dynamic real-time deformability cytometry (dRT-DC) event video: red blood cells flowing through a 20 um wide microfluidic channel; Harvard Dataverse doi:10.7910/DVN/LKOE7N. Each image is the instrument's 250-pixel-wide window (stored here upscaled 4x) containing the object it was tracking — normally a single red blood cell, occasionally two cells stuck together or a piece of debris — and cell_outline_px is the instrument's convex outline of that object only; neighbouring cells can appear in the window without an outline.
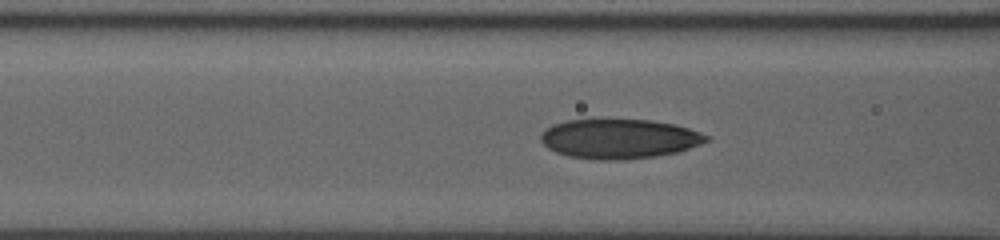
{"species": "human", "species_latin": "Homo sapiens", "temperature_condition": "room temperature", "stored_images_in_passage": 40, "camera_frame_rate_fps": 3000, "um_per_image_px": 0.085, "donor": {"sex": "male"}, "frame": {"image": 1, "passage_image": 22, "time_ms": 8.333, "image_size_px": [1000, 240], "cell_outline_px": [[712, 140], [676, 152], [656, 156], [624, 160], [596, 160], [568, 156], [556, 152], [548, 148], [540, 140], [540, 136], [544, 128], [552, 124], [568, 120], [652, 120], [676, 124], [712, 136]], "centroid_in_image_um": [52.64, 11.8], "position_along_channel_um": 114.0, "area_um2": 38.44}}
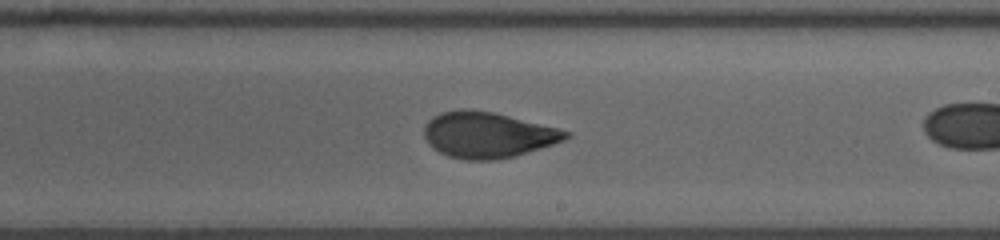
{"frame": {"image": 2, "passage_image": 31, "time_ms": 12.0, "image_size_px": [1000, 240], "cell_outline_px": [[572, 136], [564, 140], [516, 156], [496, 160], [464, 160], [448, 156], [432, 148], [428, 144], [424, 136], [424, 124], [432, 116], [440, 112], [460, 108], [472, 108], [492, 112], [572, 132]], "centroid_in_image_um": [41.4, 11.46], "position_along_channel_um": 247.6, "area_um2": 38.03}}
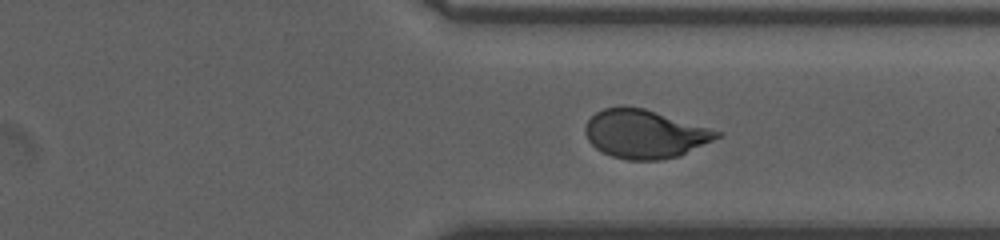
{"frame": {"image": 3, "passage_image": 38, "time_ms": 15.0, "image_size_px": [1000, 240], "cell_outline_px": [[724, 136], [680, 156], [660, 160], [628, 160], [612, 156], [596, 148], [588, 140], [584, 132], [584, 128], [588, 120], [596, 112], [604, 108], [620, 104], [644, 108], [724, 132]], "centroid_in_image_um": [54.84, 11.37], "position_along_channel_um": 356.6, "area_um2": 37.69}}